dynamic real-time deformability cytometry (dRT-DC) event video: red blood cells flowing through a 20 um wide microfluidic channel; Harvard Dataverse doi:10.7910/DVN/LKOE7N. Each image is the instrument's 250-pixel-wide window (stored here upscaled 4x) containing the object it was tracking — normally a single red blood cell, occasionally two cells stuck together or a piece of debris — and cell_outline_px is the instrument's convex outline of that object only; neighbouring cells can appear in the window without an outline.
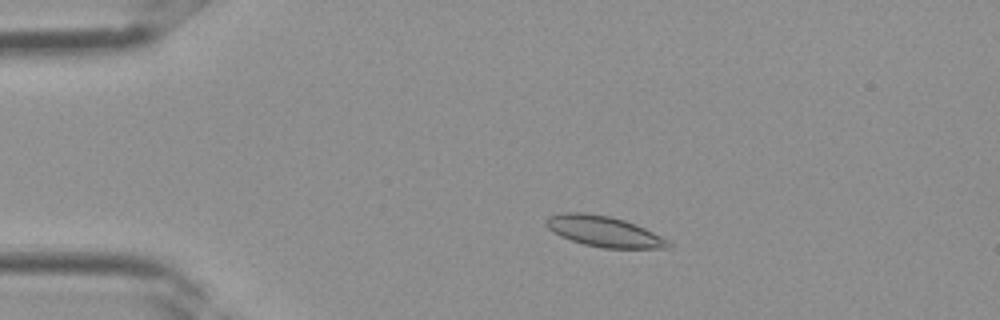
{"species": "Egyptian fruit bat (a non-hibernating species)", "species_latin": "Rousettus aegyptiacus", "temperature_condition": "room temperature", "stored_images_in_passage": 4, "camera_frame_rate_fps": 3000, "um_per_image_px": 0.085, "frame": {"image": 1, "passage_image": 2, "time_ms": 0.333, "image_size_px": [1000, 320], "cell_outline_px": [[672, 248], [604, 248], [584, 244], [560, 236], [552, 232], [544, 224], [544, 220], [548, 216], [564, 212], [584, 212], [608, 216], [624, 220], [636, 224], [668, 240], [672, 244]], "centroid_in_image_um": [51.3, 19.66], "position_along_channel_um": 33.7, "area_um2": 21.85}}